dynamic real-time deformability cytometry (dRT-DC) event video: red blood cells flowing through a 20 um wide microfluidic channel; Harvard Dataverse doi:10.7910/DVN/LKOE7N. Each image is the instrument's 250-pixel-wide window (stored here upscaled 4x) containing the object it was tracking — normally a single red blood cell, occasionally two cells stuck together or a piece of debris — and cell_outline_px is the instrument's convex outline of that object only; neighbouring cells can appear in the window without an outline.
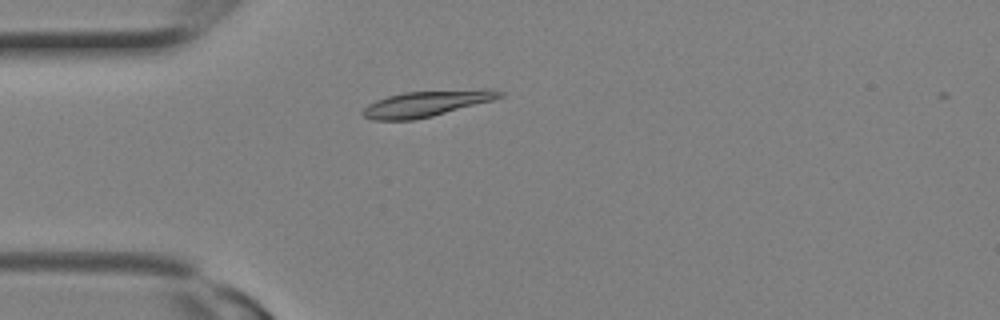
{"species": "Egyptian fruit bat (a non-hibernating species)", "species_latin": "Rousettus aegyptiacus", "temperature_condition": "room temperature", "stored_images_in_passage": 20, "camera_frame_rate_fps": 3000, "um_per_image_px": 0.085, "animal": {"sex": "female"}, "frame": {"image": 1, "passage_image": 2, "time_ms": 0.333, "image_size_px": [1000, 320], "cell_outline_px": [[504, 96], [492, 100], [432, 116], [412, 120], [372, 120], [364, 116], [360, 112], [368, 104], [376, 100], [388, 96], [404, 92], [504, 92]], "centroid_in_image_um": [36.0, 8.87], "position_along_channel_um": 49.0, "area_um2": 19.19}}
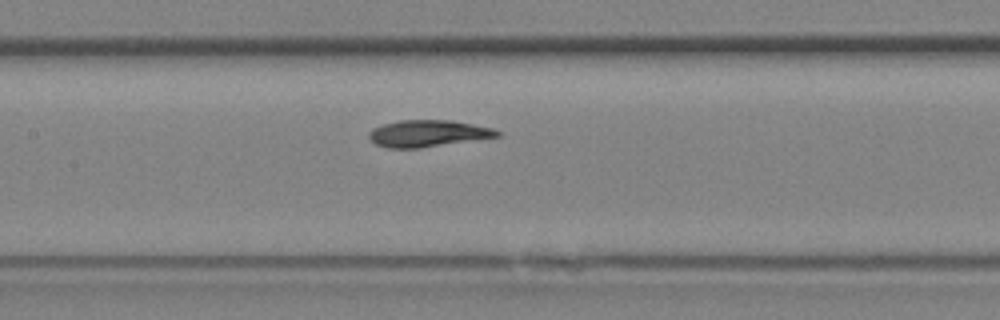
{"frame": {"image": 2, "passage_image": 7, "time_ms": 2.0, "image_size_px": [1000, 320], "cell_outline_px": [[500, 136], [420, 148], [388, 148], [376, 144], [368, 136], [368, 132], [372, 128], [384, 124], [400, 120], [448, 120], [496, 128], [500, 132]], "centroid_in_image_um": [36.37, 11.34], "position_along_channel_um": 171.0, "area_um2": 19.88}}
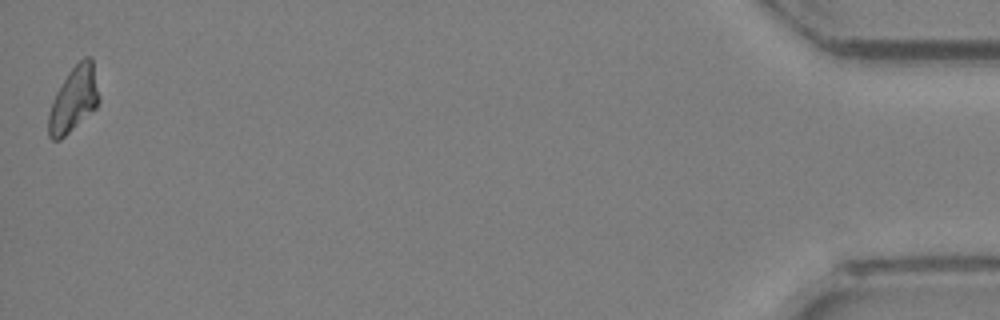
{"frame": {"image": 3, "passage_image": 20, "time_ms": 6.333, "image_size_px": [1000, 320], "cell_outline_px": [[100, 100], [96, 108], [60, 140], [52, 140], [48, 136], [48, 112], [52, 100], [56, 92], [68, 72], [84, 56], [92, 56], [100, 96]], "centroid_in_image_um": [6.27, 8.43], "position_along_channel_um": 428.9, "area_um2": 19.36}}